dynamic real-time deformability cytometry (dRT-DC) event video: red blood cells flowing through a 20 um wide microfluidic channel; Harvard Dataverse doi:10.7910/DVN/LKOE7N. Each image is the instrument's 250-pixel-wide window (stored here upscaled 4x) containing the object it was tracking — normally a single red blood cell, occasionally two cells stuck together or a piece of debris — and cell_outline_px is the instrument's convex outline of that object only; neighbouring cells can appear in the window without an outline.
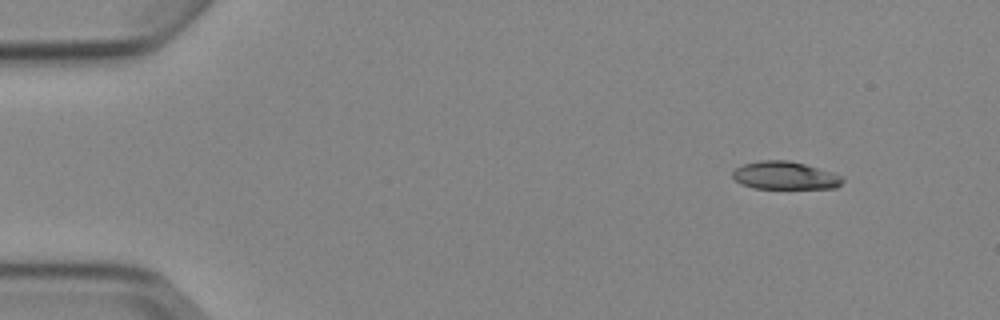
{"species": "Egyptian fruit bat (a non-hibernating species)", "species_latin": "Rousettus aegyptiacus", "temperature_condition": "cold", "stored_images_in_passage": 5, "camera_frame_rate_fps": 3000, "um_per_image_px": 0.085, "animal": {"sex": "female"}, "frame": {"image": 1, "passage_image": 1, "time_ms": 0.0, "image_size_px": [1000, 320], "cell_outline_px": [[844, 180], [836, 188], [752, 188], [740, 184], [732, 176], [732, 172], [736, 168], [744, 164], [760, 160], [788, 160], [804, 164], [832, 172], [840, 176]], "centroid_in_image_um": [66.69, 14.92], "position_along_channel_um": 18.3, "area_um2": 17.74}}
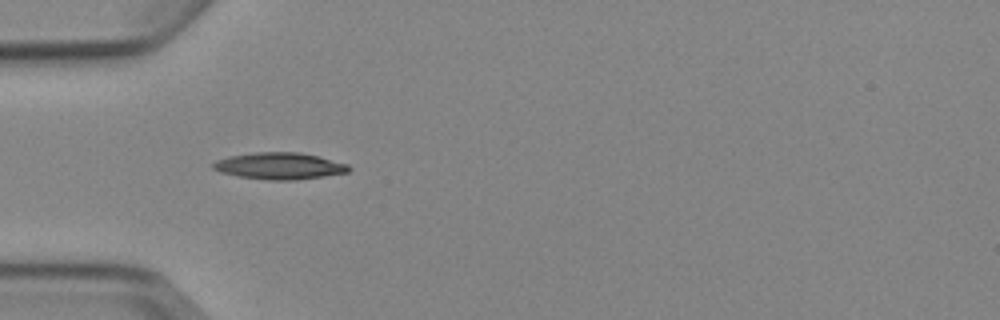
{"frame": {"image": 2, "passage_image": 4, "time_ms": 3.667, "image_size_px": [1000, 320], "cell_outline_px": [[352, 168], [348, 172], [324, 176], [292, 180], [268, 180], [240, 176], [220, 172], [212, 168], [212, 164], [216, 160], [228, 156], [252, 152], [300, 152], [348, 164]], "centroid_in_image_um": [23.73, 14.1], "position_along_channel_um": 61.3, "area_um2": 21.04}}
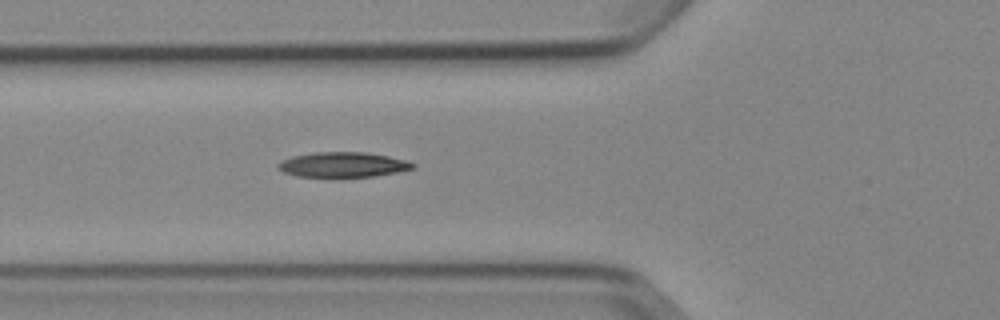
{"frame": {"image": 3, "passage_image": 5, "time_ms": 4.667, "image_size_px": [1000, 320], "cell_outline_px": [[416, 168], [376, 176], [332, 180], [296, 176], [284, 172], [276, 168], [276, 164], [292, 156], [316, 152], [364, 152], [388, 156], [408, 160], [416, 164]], "centroid_in_image_um": [29.13, 14.05], "position_along_channel_um": 96.7, "area_um2": 20.69}}